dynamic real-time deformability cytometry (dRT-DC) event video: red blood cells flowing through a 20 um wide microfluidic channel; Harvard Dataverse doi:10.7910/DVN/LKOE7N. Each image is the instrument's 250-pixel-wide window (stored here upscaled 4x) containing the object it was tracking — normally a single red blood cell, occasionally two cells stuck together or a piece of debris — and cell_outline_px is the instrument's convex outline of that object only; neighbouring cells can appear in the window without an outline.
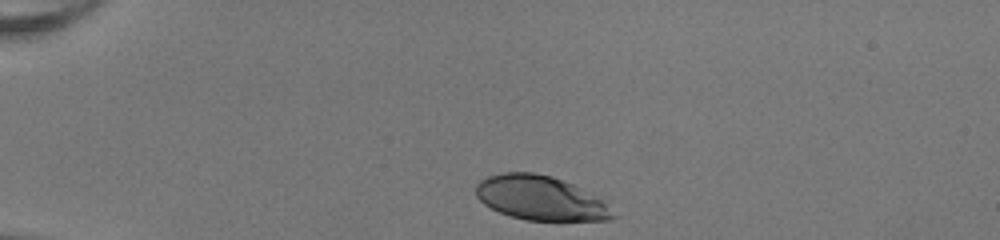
{"species": "human", "species_latin": "Homo sapiens", "temperature_condition": "room temperature", "stored_images_in_passage": 32, "camera_frame_rate_fps": 3000, "um_per_image_px": 0.085, "donor": {"sex": "female"}, "frame": {"image": 1, "passage_image": 1, "time_ms": 0.0, "image_size_px": [1000, 240], "cell_outline_px": [[616, 216], [612, 220], [524, 220], [500, 212], [484, 204], [476, 196], [476, 184], [480, 180], [488, 176], [504, 172], [536, 172], [552, 176], [592, 192]], "centroid_in_image_um": [45.91, 16.82], "position_along_channel_um": 39.1, "area_um2": 35.14}}
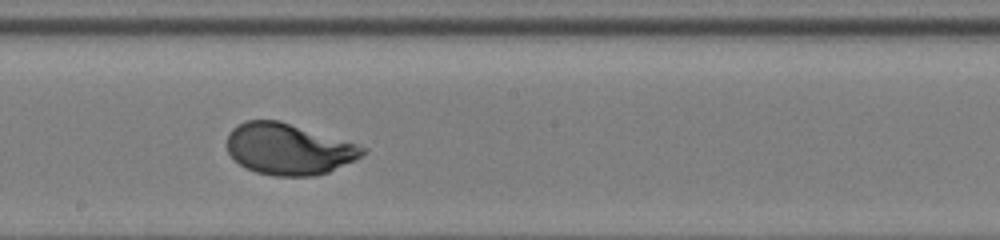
{"frame": {"image": 2, "passage_image": 19, "time_ms": 6.0, "image_size_px": [1000, 240], "cell_outline_px": [[364, 152], [360, 156], [328, 172], [312, 176], [272, 176], [256, 172], [240, 164], [228, 152], [228, 136], [232, 128], [244, 120], [280, 120], [356, 144], [364, 148]], "centroid_in_image_um": [24.48, 12.66], "position_along_channel_um": 223.7, "area_um2": 39.88}}
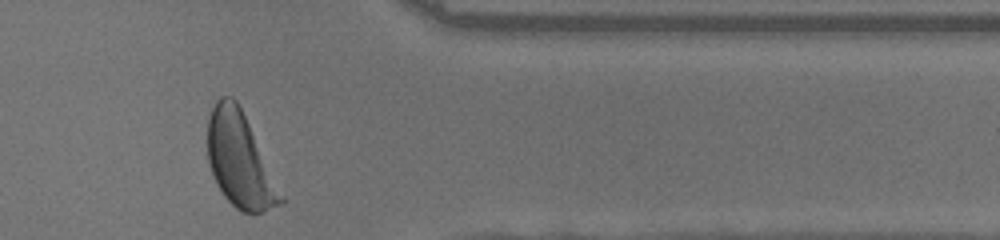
{"frame": {"image": 3, "passage_image": 32, "time_ms": 10.333, "image_size_px": [1000, 240], "cell_outline_px": [[284, 204], [256, 216], [252, 216], [240, 212], [224, 196], [216, 184], [212, 176], [208, 164], [208, 116], [216, 100], [220, 96], [232, 96], [236, 100], [284, 196]], "centroid_in_image_um": [20.38, 13.7], "position_along_channel_um": 391.0, "area_um2": 40.4}, "authors_computed_cell_mechanics": {"area_um2": 39.9109, "velocity_mm_per_s": 4.0667, "shape_relaxation_time_tau1_ms": 2.8863, "shape_relaxation_time_tau2_ms": null, "deformation_change_tau1": 0.201, "deformation_change_tau2": null}}